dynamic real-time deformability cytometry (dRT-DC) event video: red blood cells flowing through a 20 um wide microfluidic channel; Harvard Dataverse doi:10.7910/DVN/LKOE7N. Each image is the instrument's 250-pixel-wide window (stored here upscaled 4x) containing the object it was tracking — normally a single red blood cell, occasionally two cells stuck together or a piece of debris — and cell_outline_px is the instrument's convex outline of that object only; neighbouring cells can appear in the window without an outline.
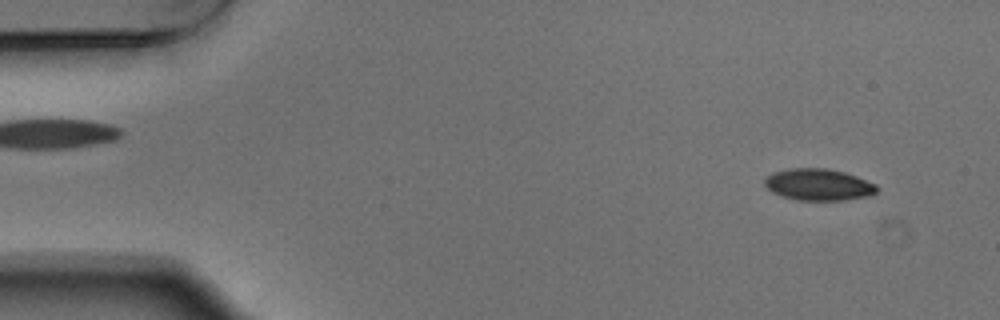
{"species": "Egyptian fruit bat (a non-hibernating species)", "species_latin": "Rousettus aegyptiacus", "temperature_condition": "warm", "stored_images_in_passage": 53, "camera_frame_rate_fps": 3000, "um_per_image_px": 0.085, "animal": {"sex": "male"}, "frame": {"image": 1, "passage_image": 4, "time_ms": 1.0, "image_size_px": [1000, 320], "cell_outline_px": [[880, 188], [876, 192], [868, 196], [844, 200], [796, 200], [780, 196], [772, 192], [764, 184], [764, 180], [772, 172], [788, 168], [828, 168], [844, 172], [856, 176], [876, 184]], "centroid_in_image_um": [69.56, 15.69], "position_along_channel_um": 15.4, "area_um2": 20.87}}
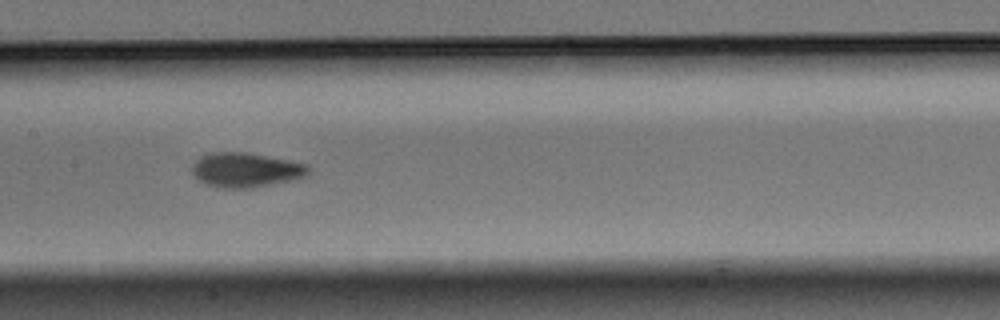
{"frame": {"image": 2, "passage_image": 26, "time_ms": 8.333, "image_size_px": [1000, 320], "cell_outline_px": [[312, 168], [304, 176], [288, 180], [252, 188], [220, 188], [204, 184], [192, 176], [192, 164], [200, 156], [212, 152], [248, 152], [308, 164]], "centroid_in_image_um": [20.83, 14.44], "position_along_channel_um": 186.6, "area_um2": 23.52}}
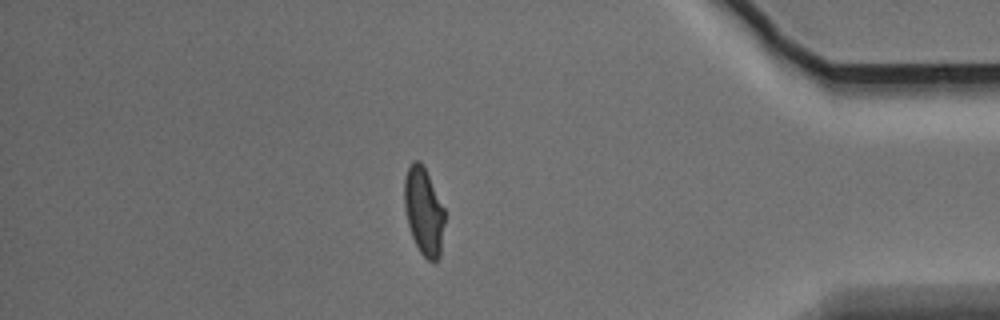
{"frame": {"image": 3, "passage_image": 46, "time_ms": 15.0, "image_size_px": [1000, 320], "cell_outline_px": [[444, 224], [440, 256], [432, 264], [420, 252], [412, 236], [408, 224], [404, 208], [404, 180], [408, 168], [412, 160], [420, 160], [444, 208]], "centroid_in_image_um": [36.01, 17.98], "position_along_channel_um": 399.2, "area_um2": 20.4}, "authors_computed_cell_mechanics": {"area_um2": 21.5594, "velocity_mm_per_s": 3.7273, "shape_relaxation_time_tau1_ms": 4.045, "shape_relaxation_time_tau2_ms": 2.5069, "deformation_change_tau1": 0.1574, "deformation_change_tau2": 0.0601}}